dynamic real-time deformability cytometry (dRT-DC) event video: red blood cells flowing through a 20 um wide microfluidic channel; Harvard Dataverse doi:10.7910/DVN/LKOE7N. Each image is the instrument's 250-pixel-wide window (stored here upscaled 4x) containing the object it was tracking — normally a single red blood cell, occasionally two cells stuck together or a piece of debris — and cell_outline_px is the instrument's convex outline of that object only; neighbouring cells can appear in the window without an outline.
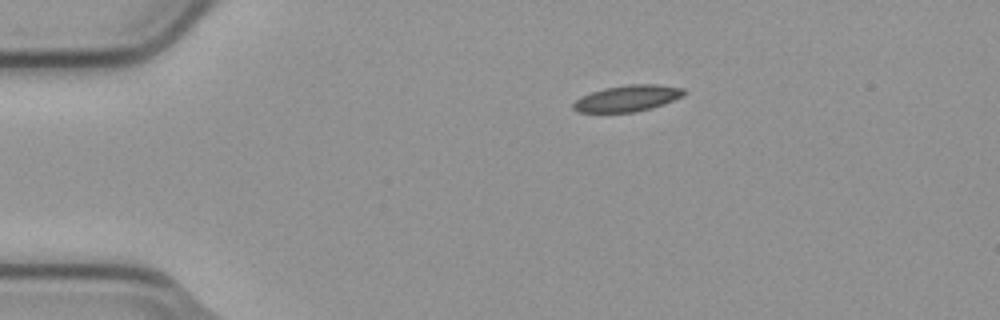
{"species": "common noctule bat (a hibernating species)", "species_latin": "Nyctalus noctula", "temperature_condition": "cold", "stored_images_in_passage": 4, "camera_frame_rate_fps": 3000, "um_per_image_px": 0.085, "animal": {"sex": "male", "body_mass_g": 23.1, "forearm_length_mm": 52.7}, "frame": {"image": 1, "passage_image": 4, "time_ms": 1.0, "image_size_px": [1000, 320], "cell_outline_px": [[688, 92], [684, 96], [648, 108], [632, 112], [580, 112], [572, 108], [572, 104], [580, 96], [604, 88], [628, 84], [660, 84], [684, 88]], "centroid_in_image_um": [53.34, 8.33], "position_along_channel_um": 31.7, "area_um2": 16.82}}